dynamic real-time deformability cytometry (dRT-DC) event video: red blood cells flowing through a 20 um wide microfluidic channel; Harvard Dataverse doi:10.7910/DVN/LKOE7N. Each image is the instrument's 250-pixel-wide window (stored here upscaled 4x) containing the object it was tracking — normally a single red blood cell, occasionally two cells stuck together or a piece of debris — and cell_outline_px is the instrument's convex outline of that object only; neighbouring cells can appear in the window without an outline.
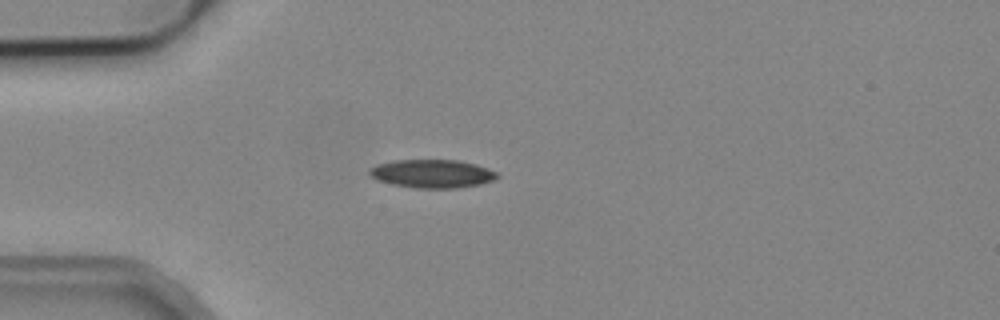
{"species": "common noctule bat (a hibernating species)", "species_latin": "Nyctalus noctula", "temperature_condition": "cold", "stored_images_in_passage": 5, "camera_frame_rate_fps": 3000, "um_per_image_px": 0.085, "animal": {"sex": "male", "body_mass_g": 19.2, "forearm_length_mm": 51.8}, "frame": {"image": 1, "passage_image": 5, "time_ms": 1.333, "image_size_px": [1000, 320], "cell_outline_px": [[500, 176], [492, 180], [480, 184], [456, 188], [416, 188], [392, 184], [376, 180], [368, 172], [376, 164], [392, 160], [460, 160], [476, 164], [488, 168], [496, 172]], "centroid_in_image_um": [36.74, 14.76], "position_along_channel_um": 48.3, "area_um2": 21.1}}